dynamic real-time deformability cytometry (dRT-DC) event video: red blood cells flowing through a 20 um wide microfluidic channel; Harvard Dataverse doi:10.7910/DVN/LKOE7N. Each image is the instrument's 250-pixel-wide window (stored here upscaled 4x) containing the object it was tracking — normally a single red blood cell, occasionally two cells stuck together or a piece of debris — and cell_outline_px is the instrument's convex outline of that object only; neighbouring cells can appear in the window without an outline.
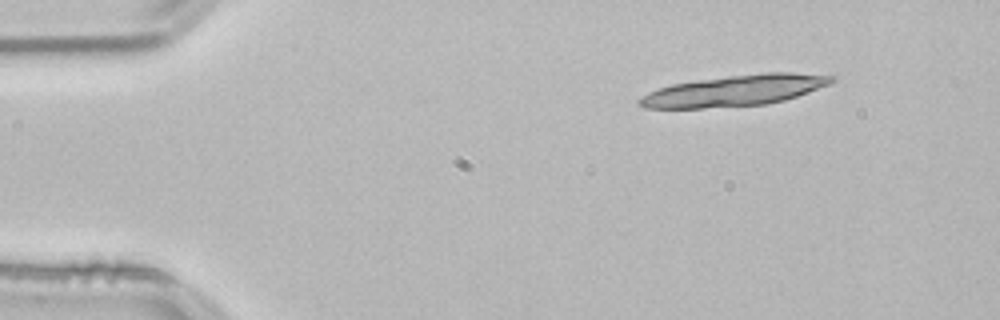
{"species": "common noctule bat (a hibernating species)", "species_latin": "Nyctalus noctula", "temperature_condition": "room temperature", "stored_images_in_passage": 4, "segment_of_instrument_passage": [2, 2], "camera_frame_rate_fps": 3000, "um_per_image_px": 0.085, "animal": {"sex": "male", "body_mass_g": 21.5, "forearm_length_mm": 52.0}, "frame": {"image": 1, "passage_image": 4, "time_ms": 1.0, "image_size_px": [1000, 320], "cell_outline_px": [[808, 88], [800, 92], [788, 96], [716, 104], [692, 104], [668, 88], [684, 84], [752, 76], [804, 76]], "centroid_in_image_um": [62.95, 7.59], "position_along_channel_um": 22.1, "area_um2": 19.88}}